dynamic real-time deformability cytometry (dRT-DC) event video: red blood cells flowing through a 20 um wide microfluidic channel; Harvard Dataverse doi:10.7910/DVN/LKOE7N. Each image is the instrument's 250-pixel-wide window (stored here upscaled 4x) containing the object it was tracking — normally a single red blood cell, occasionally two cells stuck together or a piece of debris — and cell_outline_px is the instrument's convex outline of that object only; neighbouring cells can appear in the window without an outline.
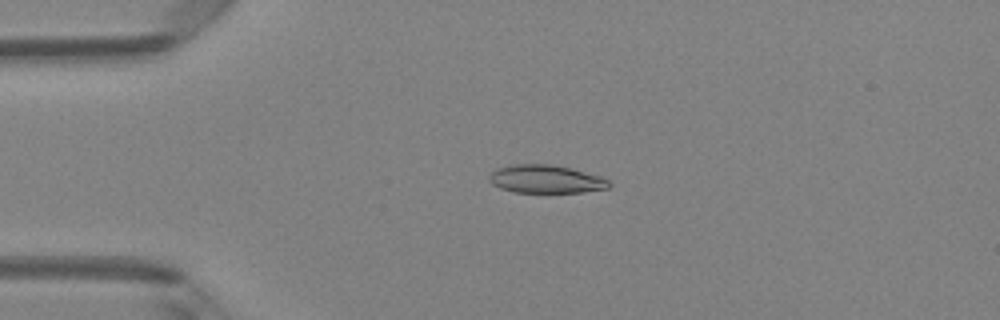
{"species": "Egyptian fruit bat (a non-hibernating species)", "species_latin": "Rousettus aegyptiacus", "temperature_condition": "room temperature", "stored_images_in_passage": 7, "camera_frame_rate_fps": 3000, "um_per_image_px": 0.085, "animal": {"sex": "female"}, "frame": {"image": 1, "passage_image": 3, "time_ms": 0.667, "image_size_px": [1000, 320], "cell_outline_px": [[612, 184], [608, 188], [580, 192], [512, 192], [500, 188], [492, 184], [488, 180], [488, 176], [496, 168], [512, 164], [552, 164], [572, 168], [600, 176], [608, 180]], "centroid_in_image_um": [46.37, 15.21], "position_along_channel_um": 38.6, "area_um2": 19.77}}
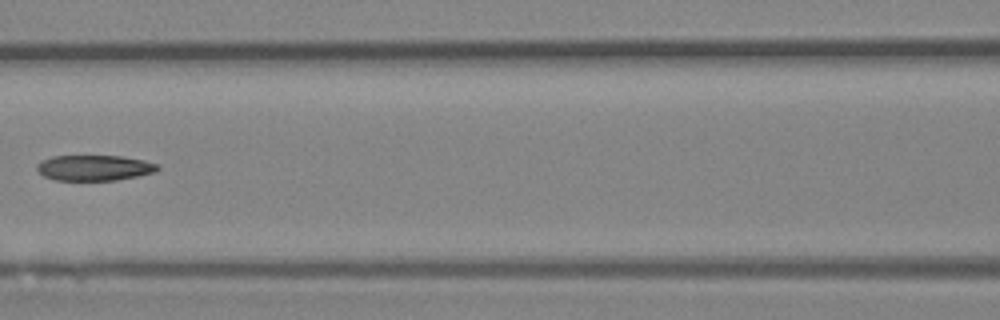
{"frame": {"image": 2, "passage_image": 6, "time_ms": 1.667, "image_size_px": [1000, 320], "cell_outline_px": [[160, 168], [156, 172], [116, 180], [56, 180], [44, 176], [36, 168], [36, 164], [40, 160], [52, 156], [120, 156], [144, 160], [160, 164]], "centroid_in_image_um": [8.03, 14.26], "position_along_channel_um": 158.6, "area_um2": 18.03}}
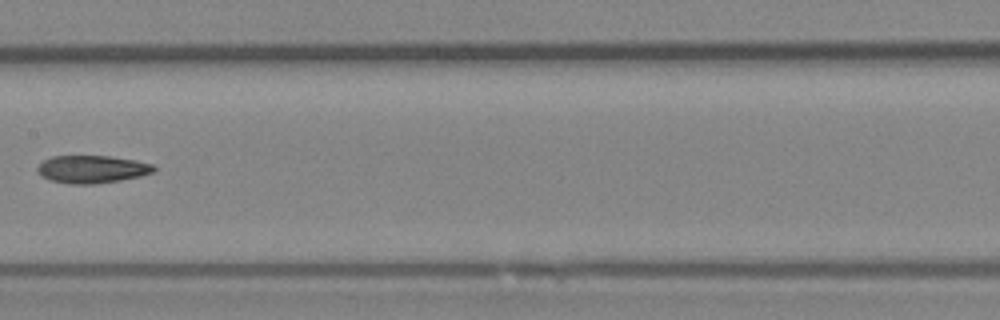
{"frame": {"image": 3, "passage_image": 7, "time_ms": 2.0, "image_size_px": [1000, 320], "cell_outline_px": [[156, 172], [140, 176], [120, 180], [96, 184], [68, 184], [48, 180], [40, 176], [36, 172], [36, 168], [44, 160], [52, 156], [108, 156], [136, 160], [152, 164], [156, 168]], "centroid_in_image_um": [7.8, 14.39], "position_along_channel_um": 199.6, "area_um2": 19.02}}